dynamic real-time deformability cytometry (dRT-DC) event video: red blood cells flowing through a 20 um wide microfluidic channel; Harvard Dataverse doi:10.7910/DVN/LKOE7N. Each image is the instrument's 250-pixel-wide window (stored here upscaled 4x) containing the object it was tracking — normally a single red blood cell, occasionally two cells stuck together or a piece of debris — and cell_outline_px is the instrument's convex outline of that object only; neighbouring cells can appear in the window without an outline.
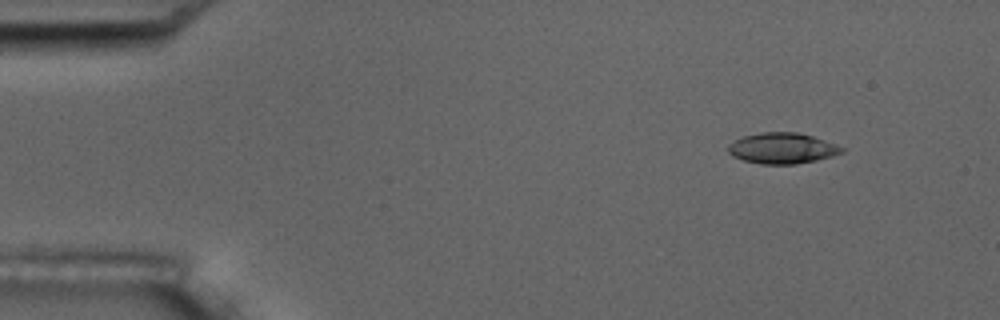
{"species": "common noctule bat (a hibernating species)", "species_latin": "Nyctalus noctula", "temperature_condition": "room temperature", "stored_images_in_passage": 5, "camera_frame_rate_fps": 3000, "um_per_image_px": 0.085, "animal": {"sex": "male", "body_mass_g": 17.5, "forearm_length_mm": 52.3}, "frame": {"image": 1, "passage_image": 2, "time_ms": 1.0, "image_size_px": [1000, 320], "cell_outline_px": [[844, 152], [832, 156], [816, 160], [796, 164], [760, 164], [744, 160], [732, 156], [728, 152], [728, 144], [744, 136], [760, 132], [796, 132], [812, 136], [836, 144], [844, 148]], "centroid_in_image_um": [66.49, 12.6], "position_along_channel_um": 18.5, "area_um2": 20.35}}
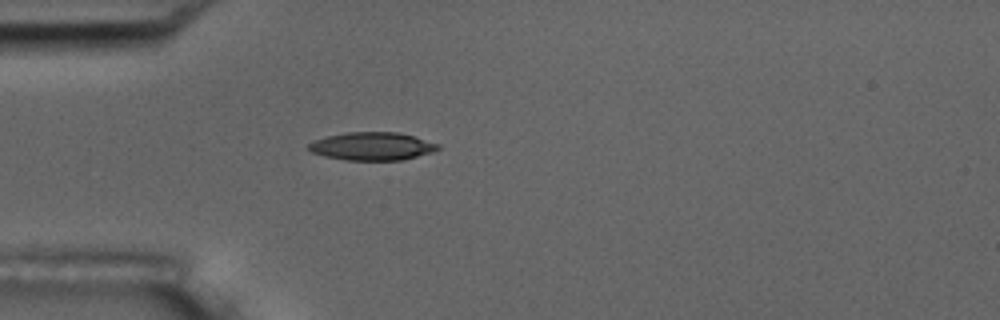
{"frame": {"image": 2, "passage_image": 5, "time_ms": 4.333, "image_size_px": [1000, 320], "cell_outline_px": [[440, 148], [432, 152], [404, 160], [344, 160], [324, 156], [312, 152], [308, 148], [308, 144], [312, 140], [328, 136], [348, 132], [400, 132], [440, 144]], "centroid_in_image_um": [31.64, 12.43], "position_along_channel_um": 53.4, "area_um2": 21.21}}